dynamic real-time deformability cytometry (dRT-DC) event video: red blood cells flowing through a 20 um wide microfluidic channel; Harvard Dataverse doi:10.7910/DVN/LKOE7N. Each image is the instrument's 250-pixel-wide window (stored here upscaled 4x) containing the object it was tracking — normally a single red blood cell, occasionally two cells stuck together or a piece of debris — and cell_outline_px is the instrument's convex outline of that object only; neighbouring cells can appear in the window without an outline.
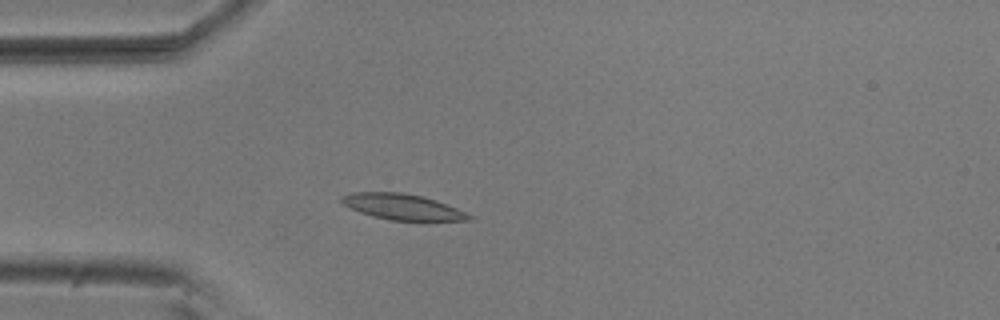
{"species": "common noctule bat (a hibernating species)", "species_latin": "Nyctalus noctula", "temperature_condition": "room temperature", "stored_images_in_passage": 53, "camera_frame_rate_fps": 3000, "um_per_image_px": 0.085, "animal": {"sex": "male", "body_mass_g": 20.5, "forearm_length_mm": 52.5}, "frame": {"image": 1, "passage_image": 13, "time_ms": 4.0, "image_size_px": [1000, 320], "cell_outline_px": [[476, 216], [472, 220], [388, 220], [372, 216], [360, 212], [344, 204], [340, 200], [340, 196], [352, 192], [404, 192], [424, 196], [436, 200]], "centroid_in_image_um": [34.23, 17.57], "position_along_channel_um": 50.8, "area_um2": 19.19}}
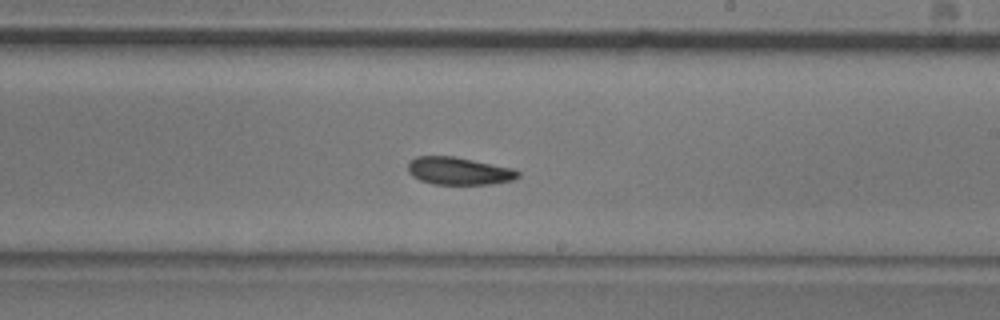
{"frame": {"image": 2, "passage_image": 30, "time_ms": 9.667, "image_size_px": [1000, 320], "cell_outline_px": [[520, 176], [512, 180], [492, 184], [432, 184], [420, 180], [412, 176], [408, 172], [408, 164], [416, 156], [452, 156], [512, 168], [520, 172]], "centroid_in_image_um": [38.99, 14.54], "position_along_channel_um": 250.0, "area_um2": 17.57}}
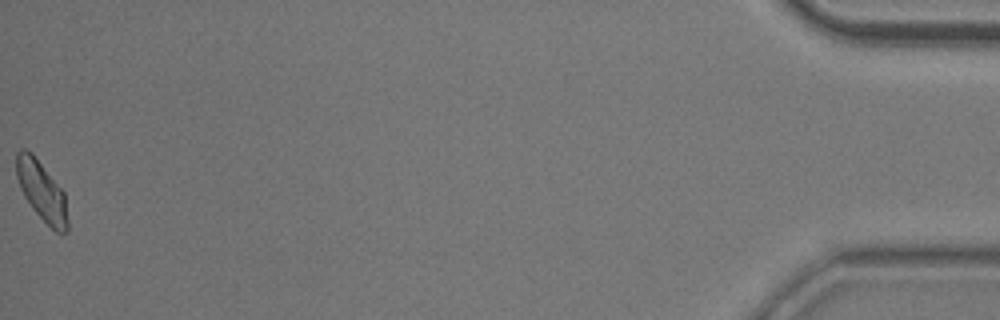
{"frame": {"image": 3, "passage_image": 53, "time_ms": 17.333, "image_size_px": [1000, 320], "cell_outline_px": [[68, 232], [56, 232], [32, 208], [24, 196], [20, 188], [16, 176], [16, 152], [20, 148], [24, 148], [32, 152], [64, 192], [68, 220]], "centroid_in_image_um": [3.53, 16.21], "position_along_channel_um": 431.7, "area_um2": 17.74}, "authors_computed_cell_mechanics": {"area_um2": 18.207, "velocity_mm_per_s": 3.6801, "shape_relaxation_time_tau1_ms": 5.4159, "shape_relaxation_time_tau2_ms": 6.624, "deformation_change_tau1": 0.1328, "deformation_change_tau2": 0.1011}}